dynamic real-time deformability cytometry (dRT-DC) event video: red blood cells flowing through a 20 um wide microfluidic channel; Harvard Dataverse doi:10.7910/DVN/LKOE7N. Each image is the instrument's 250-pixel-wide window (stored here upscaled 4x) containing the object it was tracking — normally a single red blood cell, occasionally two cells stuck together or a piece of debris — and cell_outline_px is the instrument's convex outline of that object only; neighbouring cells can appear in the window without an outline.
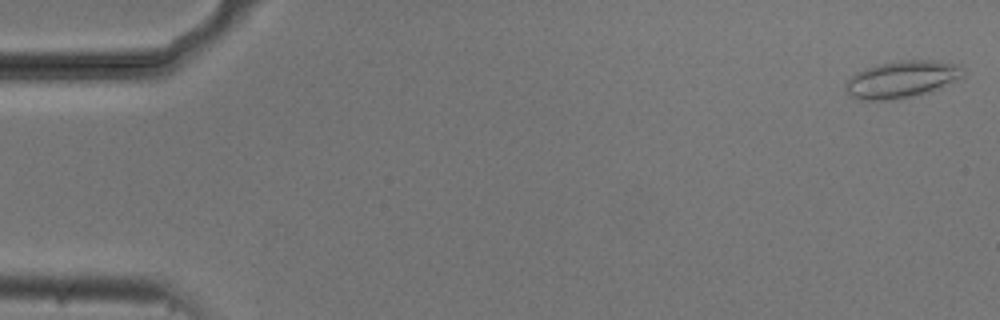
{"species": "common noctule bat (a hibernating species)", "species_latin": "Nyctalus noctula", "temperature_condition": "cold", "stored_images_in_passage": 54, "camera_frame_rate_fps": 3000, "um_per_image_px": 0.085, "animal": {"sex": "male", "body_mass_g": 20.5, "forearm_length_mm": 52.5}, "frame": {"image": 1, "passage_image": 1, "time_ms": 0.0, "image_size_px": [1000, 320], "cell_outline_px": [[964, 76], [956, 80], [928, 92], [912, 96], [892, 100], [860, 100], [848, 96], [844, 88], [848, 80], [856, 72], [864, 68], [876, 64], [900, 60], [932, 60], [952, 64], [964, 68]], "centroid_in_image_um": [76.59, 6.74], "position_along_channel_um": 8.4, "area_um2": 25.32}}
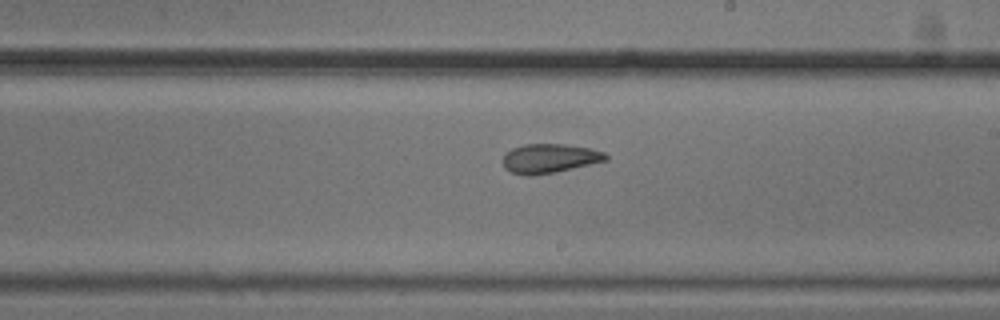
{"frame": {"image": 2, "passage_image": 31, "time_ms": 10.0, "image_size_px": [1000, 320], "cell_outline_px": [[608, 160], [556, 172], [528, 176], [524, 176], [512, 172], [504, 168], [504, 152], [512, 148], [524, 144], [564, 144], [588, 148], [604, 152], [608, 156]], "centroid_in_image_um": [46.69, 13.46], "position_along_channel_um": 242.3, "area_um2": 17.51}}
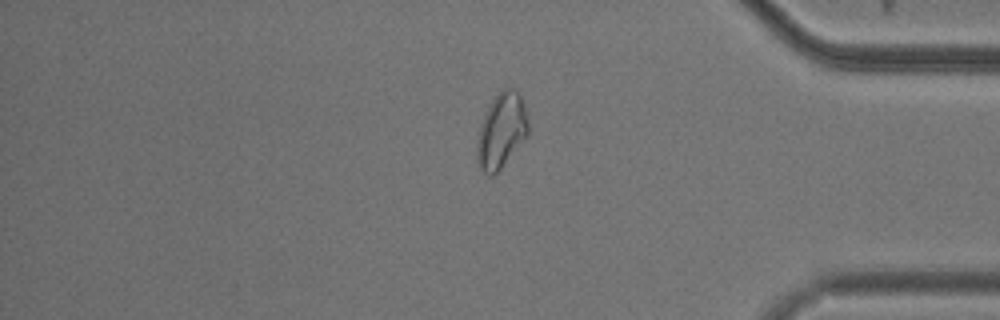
{"frame": {"image": 3, "passage_image": 45, "time_ms": 14.667, "image_size_px": [1000, 320], "cell_outline_px": [[528, 136], [500, 168], [492, 176], [488, 176], [480, 168], [476, 156], [476, 144], [480, 124], [492, 100], [504, 88], [516, 88], [520, 96], [528, 120]], "centroid_in_image_um": [42.61, 11.12], "position_along_channel_um": 392.6, "area_um2": 22.14}, "authors_computed_cell_mechanics": {"area_um2": 20.4901, "velocity_mm_per_s": 3.7236, "shape_relaxation_time_tau1_ms": null, "shape_relaxation_time_tau2_ms": 3.5611, "deformation_change_tau1": null, "deformation_change_tau2": 0.0954}}